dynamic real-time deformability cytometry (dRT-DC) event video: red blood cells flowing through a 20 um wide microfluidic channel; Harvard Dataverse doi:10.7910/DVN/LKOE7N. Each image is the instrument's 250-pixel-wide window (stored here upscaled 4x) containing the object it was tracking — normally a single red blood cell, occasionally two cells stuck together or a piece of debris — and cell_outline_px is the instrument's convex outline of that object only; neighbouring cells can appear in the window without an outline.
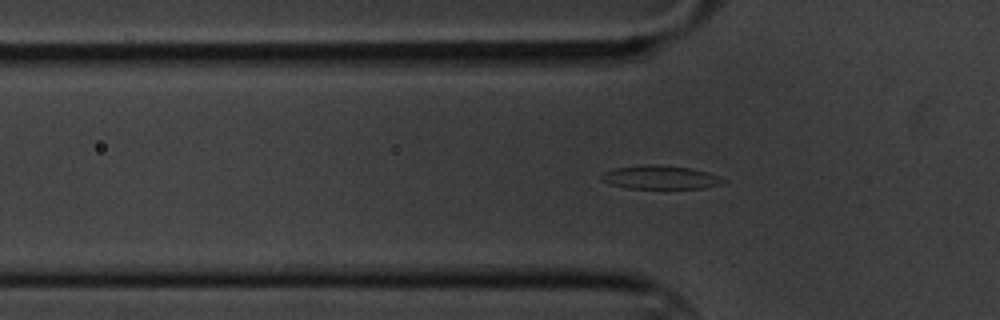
{"species": "common noctule bat (a hibernating species)", "species_latin": "Nyctalus noctula", "temperature_condition": "cold", "stored_images_in_passage": 52, "segment_of_instrument_passage": [1, 2], "camera_frame_rate_fps": 3000, "um_per_image_px": 0.085, "animal": {"sex": "male", "body_mass_g": 20.1, "forearm_length_mm": 53.5}, "frame": {"image": 1, "passage_image": 18, "time_ms": 5.667, "image_size_px": [1000, 320], "cell_outline_px": [[728, 180], [720, 184], [704, 188], [628, 188], [612, 184], [600, 180], [600, 176], [604, 172], [616, 168], [644, 164], [660, 164], [692, 168], [708, 172], [720, 176]], "centroid_in_image_um": [56.16, 15.06], "position_along_channel_um": 69.6, "area_um2": 16.82}}
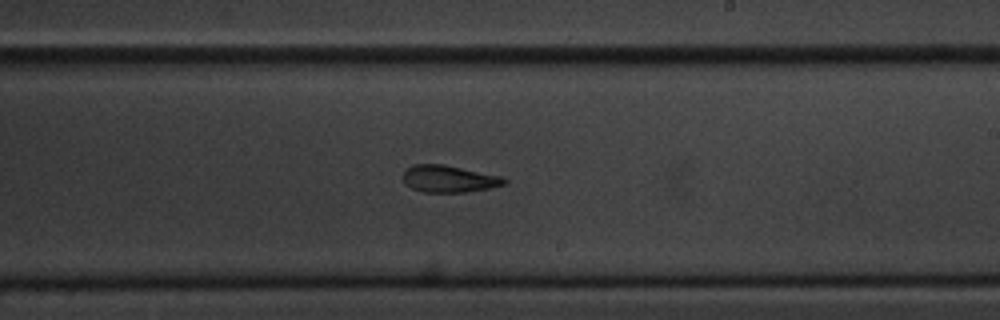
{"frame": {"image": 2, "passage_image": 34, "time_ms": 11.0, "image_size_px": [1000, 320], "cell_outline_px": [[508, 184], [468, 192], [424, 192], [412, 188], [404, 184], [400, 176], [404, 168], [412, 164], [444, 164], [500, 176], [508, 180]], "centroid_in_image_um": [38.09, 15.19], "position_along_channel_um": 250.9, "area_um2": 16.24}}
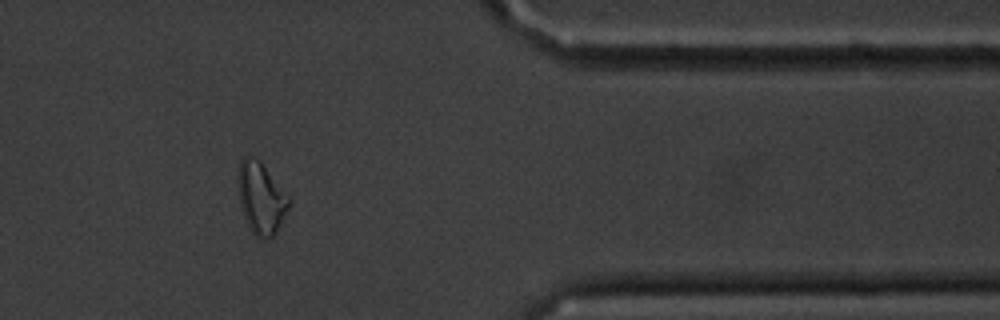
{"frame": {"image": 3, "passage_image": 48, "time_ms": 15.667, "image_size_px": [1000, 320], "cell_outline_px": [[292, 200], [276, 232], [272, 236], [260, 240], [248, 228], [240, 208], [236, 184], [236, 180], [240, 160], [244, 156], [252, 156], [260, 160], [292, 196]], "centroid_in_image_um": [22.18, 16.79], "position_along_channel_um": 389.2, "area_um2": 22.14}}